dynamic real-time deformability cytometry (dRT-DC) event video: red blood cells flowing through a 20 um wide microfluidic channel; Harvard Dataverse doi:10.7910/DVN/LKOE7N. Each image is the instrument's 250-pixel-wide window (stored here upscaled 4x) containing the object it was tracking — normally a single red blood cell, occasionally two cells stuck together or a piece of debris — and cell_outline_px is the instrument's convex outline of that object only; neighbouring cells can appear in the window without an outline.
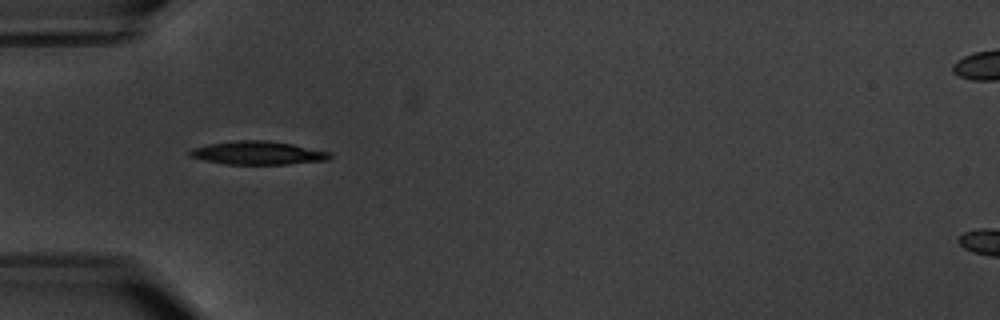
{"species": "common noctule bat (a hibernating species)", "species_latin": "Nyctalus noctula", "temperature_condition": "warm", "stored_images_in_passage": 5, "camera_frame_rate_fps": 3000, "um_per_image_px": 0.085, "animal": {"sex": "male", "body_mass_g": 20.1, "forearm_length_mm": 53.5}, "frame": {"image": 1, "passage_image": 4, "time_ms": 3.667, "image_size_px": [1000, 320], "cell_outline_px": [[332, 156], [328, 160], [288, 164], [224, 164], [204, 160], [188, 156], [188, 152], [192, 148], [208, 144], [236, 140], [268, 140], [292, 144], [332, 152]], "centroid_in_image_um": [21.92, 13.0], "position_along_channel_um": 63.1, "area_um2": 19.19}}